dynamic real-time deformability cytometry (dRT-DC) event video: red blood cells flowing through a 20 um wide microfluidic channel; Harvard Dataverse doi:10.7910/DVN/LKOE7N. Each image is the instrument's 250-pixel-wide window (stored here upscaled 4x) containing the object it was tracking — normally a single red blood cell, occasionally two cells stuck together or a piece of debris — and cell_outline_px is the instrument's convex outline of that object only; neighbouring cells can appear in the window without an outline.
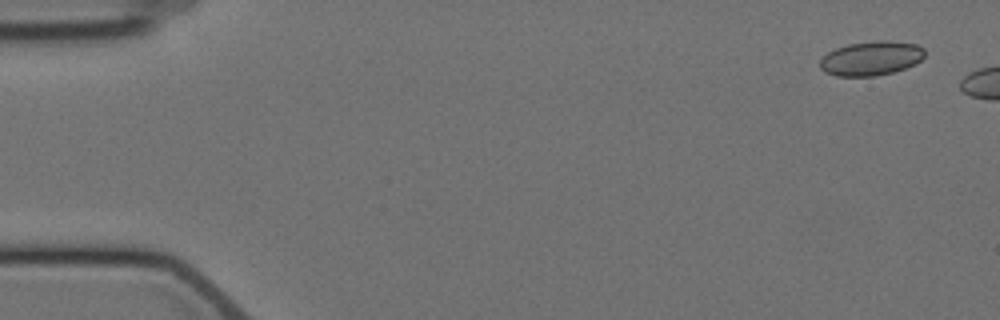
{"species": "Egyptian fruit bat (a non-hibernating species)", "species_latin": "Rousettus aegyptiacus", "temperature_condition": "cold", "stored_images_in_passage": 1, "camera_frame_rate_fps": 3000, "um_per_image_px": 0.085, "animal": {"sex": "female"}, "frame": {"image": 1, "passage_image": 1, "time_ms": 0.0, "image_size_px": [1000, 320], "cell_outline_px": [[924, 56], [916, 64], [892, 72], [876, 76], [836, 76], [824, 72], [820, 68], [820, 60], [828, 52], [836, 48], [848, 44], [880, 40], [888, 40], [916, 44], [924, 48]], "centroid_in_image_um": [74.04, 4.96], "position_along_channel_um": 11.0, "area_um2": 20.92}}